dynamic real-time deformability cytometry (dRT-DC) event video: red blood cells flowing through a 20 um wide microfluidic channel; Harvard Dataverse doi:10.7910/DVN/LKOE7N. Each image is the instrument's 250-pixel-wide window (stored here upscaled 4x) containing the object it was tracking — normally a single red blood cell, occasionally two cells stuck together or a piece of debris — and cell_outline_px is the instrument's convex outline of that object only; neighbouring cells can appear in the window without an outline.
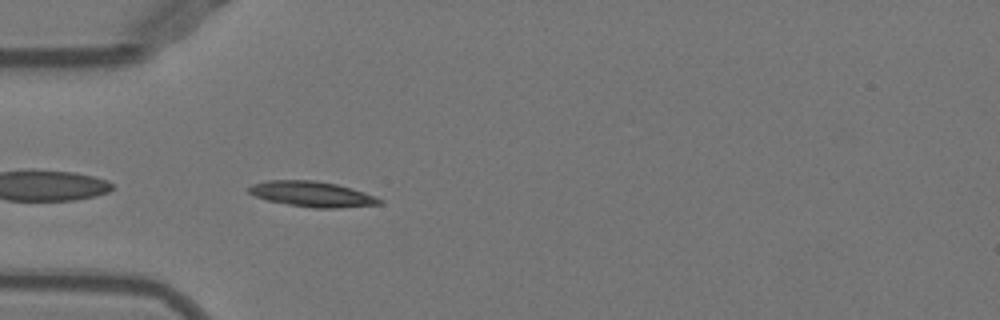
{"species": "Egyptian fruit bat (a non-hibernating species)", "species_latin": "Rousettus aegyptiacus", "temperature_condition": "warm", "stored_images_in_passage": 38, "camera_frame_rate_fps": 3000, "um_per_image_px": 0.085, "animal": {"sex": "female"}, "frame": {"image": 1, "passage_image": 2, "time_ms": 0.333, "image_size_px": [1000, 320], "cell_outline_px": [[384, 204], [336, 208], [312, 208], [288, 204], [268, 200], [256, 196], [248, 192], [244, 188], [252, 184], [268, 180], [316, 180], [336, 184], [352, 188], [376, 196], [384, 200]], "centroid_in_image_um": [26.55, 16.49], "position_along_channel_um": 58.5, "area_um2": 19.54}}
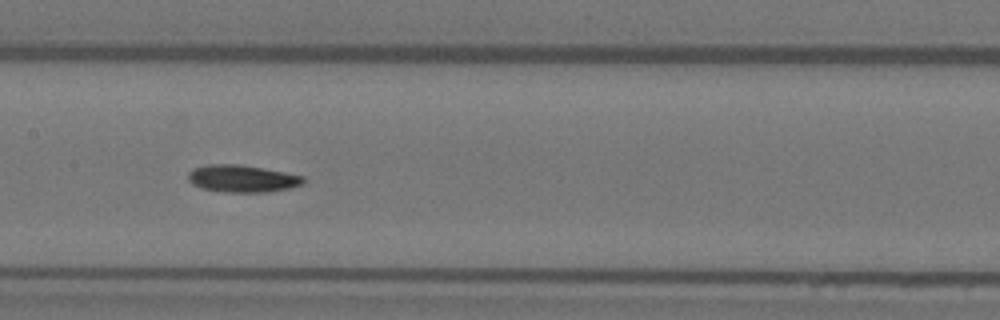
{"frame": {"image": 2, "passage_image": 12, "time_ms": 3.667, "image_size_px": [1000, 320], "cell_outline_px": [[304, 184], [288, 188], [268, 192], [224, 192], [200, 188], [192, 184], [188, 180], [188, 172], [192, 168], [208, 164], [240, 164], [284, 172], [304, 176]], "centroid_in_image_um": [20.55, 15.18], "position_along_channel_um": 186.8, "area_um2": 18.38}}
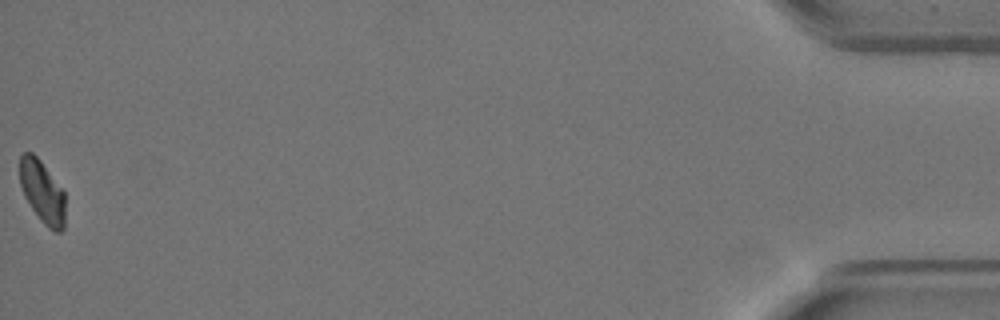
{"frame": {"image": 3, "passage_image": 38, "time_ms": 12.333, "image_size_px": [1000, 320], "cell_outline_px": [[64, 228], [60, 232], [56, 232], [48, 228], [40, 220], [24, 196], [20, 184], [20, 156], [24, 152], [32, 152], [40, 160], [64, 188]], "centroid_in_image_um": [3.61, 16.29], "position_along_channel_um": 431.6, "area_um2": 16.7}, "authors_computed_cell_mechanics": {"area_um2": 17.8024, "velocity_mm_per_s": 3.9598, "shape_relaxation_time_tau1_ms": 7.5017, "shape_relaxation_time_tau2_ms": 9.7743, "deformation_change_tau1": 0.179, "deformation_change_tau2": 0.1428}}